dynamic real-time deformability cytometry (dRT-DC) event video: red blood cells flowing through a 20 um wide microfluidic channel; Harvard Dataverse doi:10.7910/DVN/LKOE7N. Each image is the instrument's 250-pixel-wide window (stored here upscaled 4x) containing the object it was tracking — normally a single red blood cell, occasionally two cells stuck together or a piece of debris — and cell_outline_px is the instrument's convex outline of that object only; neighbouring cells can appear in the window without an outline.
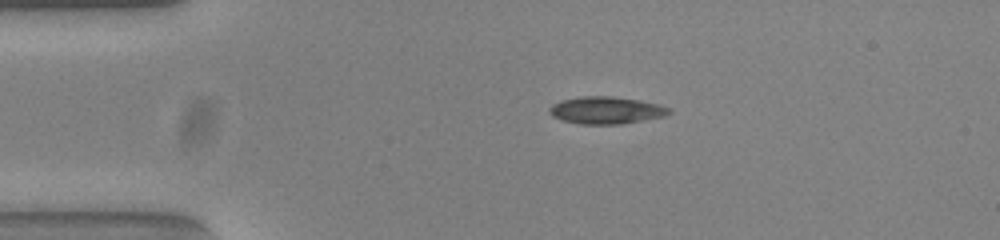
{"species": "common noctule bat (a hibernating species)", "species_latin": "Nyctalus noctula", "temperature_condition": "warm", "stored_images_in_passage": 43, "camera_frame_rate_fps": 3000, "um_per_image_px": 0.085, "animal": {"sex": "female", "body_mass_g": 23.0, "forearm_length_mm": 53.4}, "frame": {"image": 1, "passage_image": 1, "time_ms": 0.0, "image_size_px": [1000, 240], "cell_outline_px": [[672, 112], [664, 116], [620, 124], [580, 124], [564, 120], [552, 116], [548, 112], [548, 108], [552, 104], [560, 100], [580, 96], [612, 96], [640, 100], [660, 104], [668, 108]], "centroid_in_image_um": [51.49, 9.36], "position_along_channel_um": 33.5, "area_um2": 19.02}}
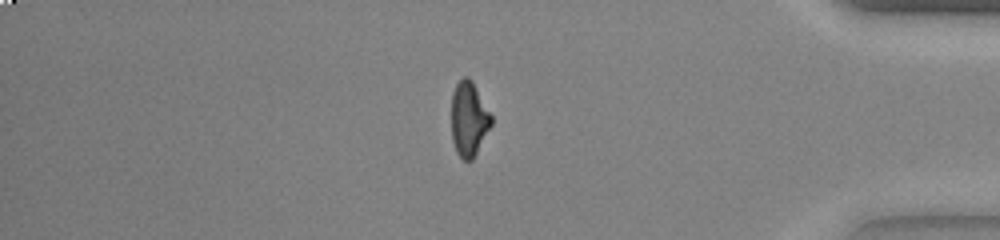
{"frame": {"image": 2, "passage_image": 35, "time_ms": 11.333, "image_size_px": [1000, 240], "cell_outline_px": [[492, 124], [472, 160], [464, 160], [456, 152], [452, 140], [452, 92], [456, 84], [464, 76], [468, 76], [472, 80], [492, 116]], "centroid_in_image_um": [39.85, 10.1], "position_along_channel_um": 395.4, "area_um2": 17.22}}
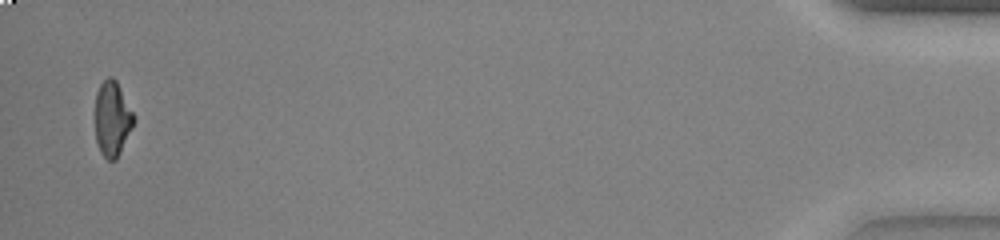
{"frame": {"image": 3, "passage_image": 42, "time_ms": 13.667, "image_size_px": [1000, 240], "cell_outline_px": [[136, 116], [132, 128], [116, 160], [108, 160], [100, 152], [96, 140], [96, 92], [100, 84], [108, 76], [112, 76], [116, 80]], "centroid_in_image_um": [9.56, 10.07], "position_along_channel_um": 425.6, "area_um2": 16.88}, "authors_computed_cell_mechanics": {"area_um2": 18.0914, "velocity_mm_per_s": 3.8505, "shape_relaxation_time_tau1_ms": 7.5552, "shape_relaxation_time_tau2_ms": 1.9735, "deformation_change_tau1": 0.2495, "deformation_change_tau2": 0.0815}}